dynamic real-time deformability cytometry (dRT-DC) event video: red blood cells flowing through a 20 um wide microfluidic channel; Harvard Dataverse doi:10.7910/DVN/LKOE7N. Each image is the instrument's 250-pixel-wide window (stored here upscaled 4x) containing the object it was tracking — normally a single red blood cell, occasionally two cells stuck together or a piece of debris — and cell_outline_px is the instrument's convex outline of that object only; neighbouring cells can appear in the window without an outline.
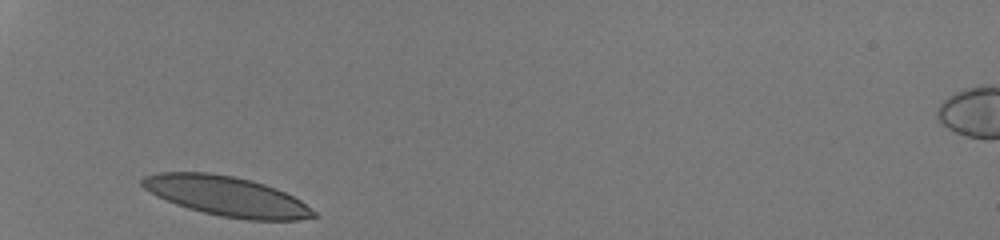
{"species": "human", "species_latin": "Homo sapiens", "temperature_condition": "room temperature", "stored_images_in_passage": 26, "camera_frame_rate_fps": 3000, "um_per_image_px": 0.085, "donor": {"sex": "male"}, "frame": {"image": 1, "passage_image": 1, "time_ms": 0.0, "image_size_px": [1000, 240], "cell_outline_px": [[316, 216], [296, 220], [248, 220], [220, 216], [188, 208], [176, 204], [156, 196], [144, 188], [140, 184], [140, 180], [144, 176], [156, 172], [212, 172], [252, 180], [276, 188], [300, 200], [316, 212]], "centroid_in_image_um": [19.22, 16.66], "position_along_channel_um": 65.8, "area_um2": 39.65}}
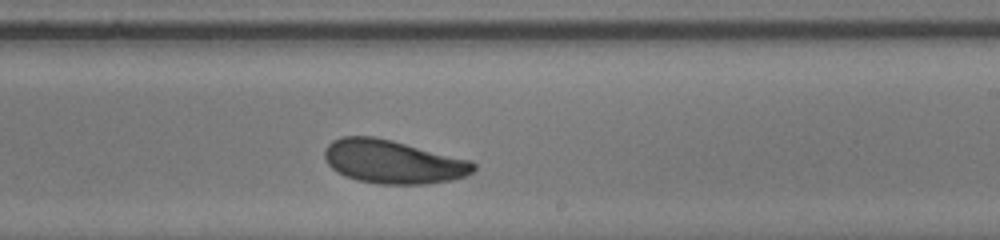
{"frame": {"image": 2, "passage_image": 16, "time_ms": 5.0, "image_size_px": [1000, 240], "cell_outline_px": [[476, 168], [472, 172], [464, 176], [452, 180], [424, 184], [380, 184], [356, 180], [336, 172], [328, 164], [324, 156], [324, 152], [328, 144], [332, 140], [340, 136], [372, 136], [392, 140], [472, 160], [476, 164]], "centroid_in_image_um": [33.4, 13.74], "position_along_channel_um": 255.6, "area_um2": 37.92}}
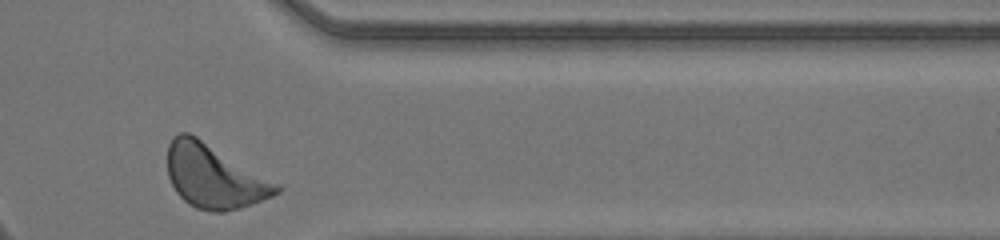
{"frame": {"image": 3, "passage_image": 26, "time_ms": 8.333, "image_size_px": [1000, 240], "cell_outline_px": [[280, 192], [272, 196], [252, 204], [224, 212], [212, 212], [196, 208], [188, 204], [176, 192], [168, 176], [168, 144], [180, 132], [188, 132], [196, 136], [280, 184]], "centroid_in_image_um": [18.2, 15.01], "position_along_channel_um": 393.2, "area_um2": 40.11}, "authors_computed_cell_mechanics": {"area_um2": 37.859, "velocity_mm_per_s": 4.2031, "shape_relaxation_time_tau1_ms": 2.556, "shape_relaxation_time_tau2_ms": 10.7246, "deformation_change_tau1": 0.1155, "deformation_change_tau2": 0.196}}